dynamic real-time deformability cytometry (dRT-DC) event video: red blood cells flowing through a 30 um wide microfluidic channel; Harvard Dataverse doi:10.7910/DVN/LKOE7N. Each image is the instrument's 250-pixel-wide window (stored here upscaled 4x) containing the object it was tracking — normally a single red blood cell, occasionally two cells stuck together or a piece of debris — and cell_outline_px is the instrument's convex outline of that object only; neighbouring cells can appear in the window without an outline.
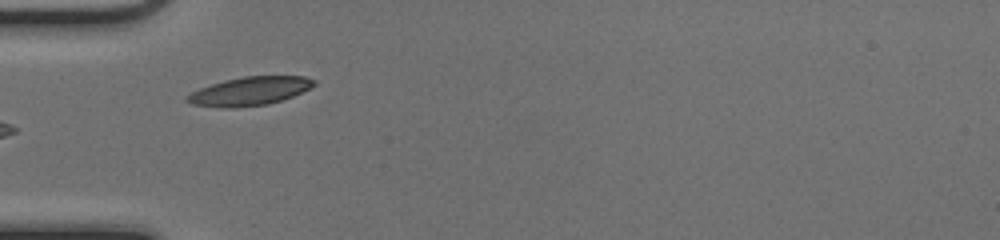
{"species": "common noctule bat (a hibernating species)", "species_latin": "Nyctalus noctula", "temperature_condition": "cold", "stored_images_in_passage": 5, "camera_frame_rate_fps": 3000, "um_per_image_px": 0.085, "animal": {"sex": "female", "body_mass_g": 17.0, "forearm_length_mm": 48.0}, "frame": {"image": 1, "passage_image": 1, "time_ms": 0.0, "image_size_px": [1000, 240], "cell_outline_px": [[316, 84], [292, 96], [268, 104], [232, 108], [220, 108], [192, 104], [184, 100], [184, 96], [200, 88], [224, 80], [244, 76], [304, 76], [316, 80]], "centroid_in_image_um": [21.17, 7.75], "position_along_channel_um": 63.8, "area_um2": 21.04}}